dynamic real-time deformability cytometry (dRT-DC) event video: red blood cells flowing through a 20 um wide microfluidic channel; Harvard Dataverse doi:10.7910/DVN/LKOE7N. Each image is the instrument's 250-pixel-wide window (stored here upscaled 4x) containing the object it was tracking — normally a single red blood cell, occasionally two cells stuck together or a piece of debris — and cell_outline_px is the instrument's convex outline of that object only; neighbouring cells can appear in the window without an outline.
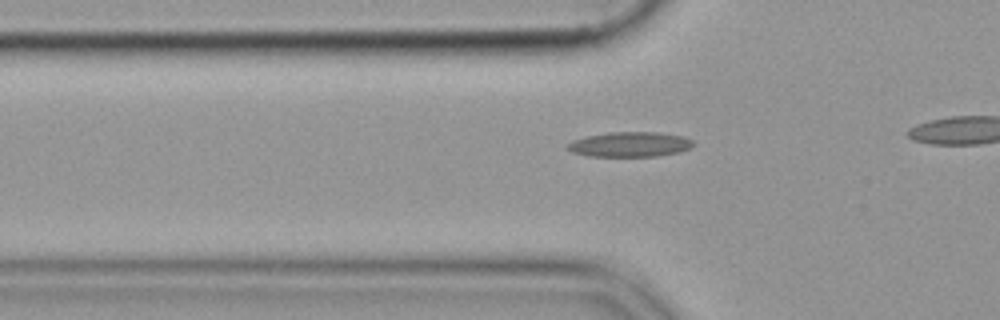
{"species": "common noctule bat (a hibernating species)", "species_latin": "Nyctalus noctula", "temperature_condition": "cold", "stored_images_in_passage": 11, "camera_frame_rate_fps": 3000, "um_per_image_px": 0.085, "animal": {"sex": "female", "body_mass_g": 19.9}, "frame": {"image": 1, "passage_image": 5, "time_ms": 1.333, "image_size_px": [1000, 320], "cell_outline_px": [[696, 144], [692, 148], [680, 152], [656, 156], [588, 156], [572, 152], [564, 148], [568, 144], [576, 140], [588, 136], [608, 132], [660, 132], [684, 136], [692, 140]], "centroid_in_image_um": [53.6, 12.27], "position_along_channel_um": 72.2, "area_um2": 18.38}}